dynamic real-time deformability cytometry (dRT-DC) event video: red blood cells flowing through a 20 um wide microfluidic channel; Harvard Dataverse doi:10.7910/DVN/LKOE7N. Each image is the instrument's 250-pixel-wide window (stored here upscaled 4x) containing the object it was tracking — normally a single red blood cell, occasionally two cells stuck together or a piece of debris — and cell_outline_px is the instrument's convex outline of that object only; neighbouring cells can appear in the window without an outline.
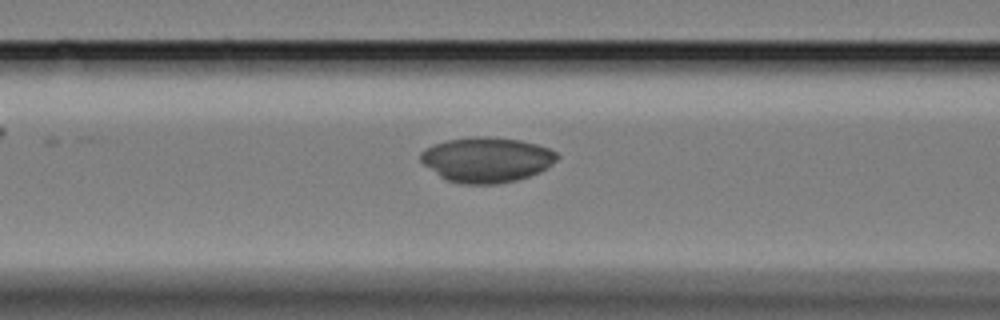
{"species": "Egyptian fruit bat (a non-hibernating species)", "species_latin": "Rousettus aegyptiacus", "temperature_condition": "cold", "stored_images_in_passage": 32, "camera_frame_rate_fps": 3000, "um_per_image_px": 0.085, "animal": {"sex": "female"}, "frame": {"image": 1, "passage_image": 6, "time_ms": 1.667, "image_size_px": [1000, 320], "cell_outline_px": [[560, 156], [548, 168], [540, 172], [516, 180], [496, 184], [460, 184], [448, 180], [440, 176], [424, 164], [420, 160], [420, 152], [424, 148], [432, 144], [448, 140], [472, 136], [488, 136], [520, 140], [536, 144], [548, 148], [556, 152]], "centroid_in_image_um": [41.36, 13.56], "position_along_channel_um": 125.2, "area_um2": 36.01}}
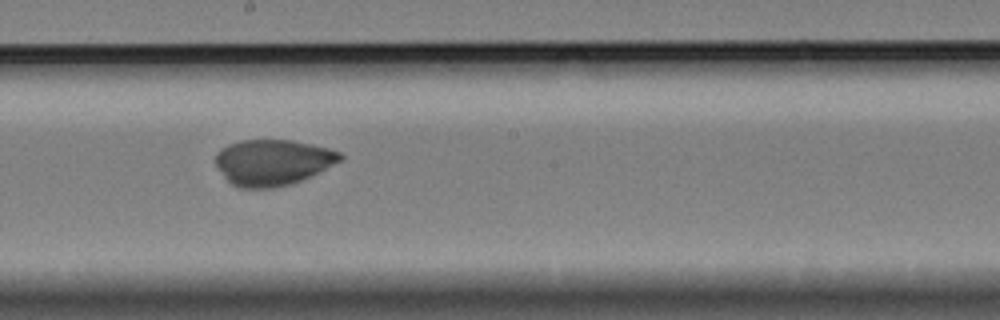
{"frame": {"image": 2, "passage_image": 15, "time_ms": 4.667, "image_size_px": [1000, 320], "cell_outline_px": [[344, 160], [300, 180], [288, 184], [272, 188], [240, 188], [232, 184], [224, 176], [216, 164], [216, 152], [220, 148], [228, 144], [240, 140], [292, 140], [312, 144], [328, 148], [340, 152], [344, 156]], "centroid_in_image_um": [23.18, 13.78], "position_along_channel_um": 225.0, "area_um2": 33.23}}
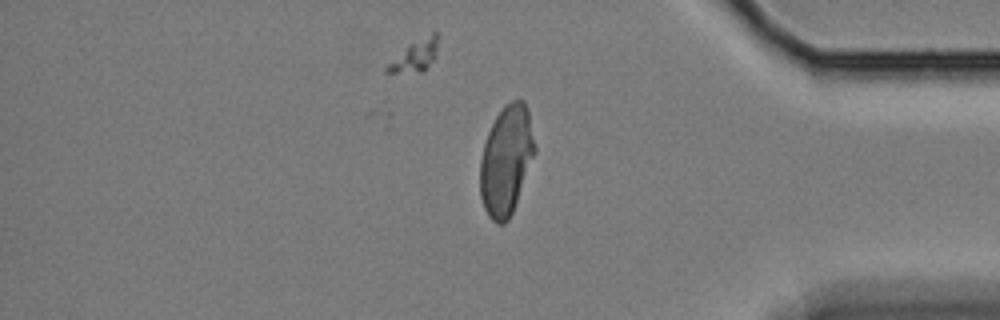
{"frame": {"image": 3, "passage_image": 32, "time_ms": 10.333, "image_size_px": [1000, 320], "cell_outline_px": [[536, 152], [512, 212], [508, 220], [504, 224], [496, 224], [488, 216], [484, 208], [480, 196], [480, 160], [484, 144], [488, 132], [496, 116], [504, 104], [512, 100], [524, 100], [528, 112], [536, 148]], "centroid_in_image_um": [43.02, 13.63], "position_along_channel_um": 392.2, "area_um2": 34.8}}